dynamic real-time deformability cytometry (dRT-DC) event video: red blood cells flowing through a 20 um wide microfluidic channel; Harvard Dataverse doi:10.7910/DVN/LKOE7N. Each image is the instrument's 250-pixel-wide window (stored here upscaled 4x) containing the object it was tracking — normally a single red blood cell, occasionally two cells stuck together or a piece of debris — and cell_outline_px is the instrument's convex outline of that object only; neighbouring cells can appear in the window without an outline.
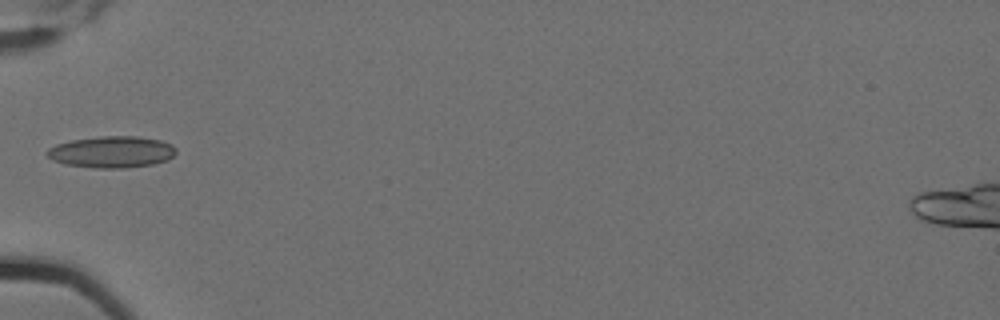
{"species": "Egyptian fruit bat (a non-hibernating species)", "species_latin": "Rousettus aegyptiacus", "temperature_condition": "cold", "stored_images_in_passage": 10, "camera_frame_rate_fps": 3000, "um_per_image_px": 0.085, "animal": {"sex": "female"}, "frame": {"image": 1, "passage_image": 6, "time_ms": 1.667, "image_size_px": [1000, 320], "cell_outline_px": [[176, 152], [168, 160], [152, 164], [124, 168], [92, 168], [64, 164], [52, 160], [44, 152], [48, 148], [56, 144], [72, 140], [100, 136], [136, 136], [160, 140], [172, 144], [176, 148]], "centroid_in_image_um": [9.47, 12.92], "position_along_channel_um": 75.5, "area_um2": 23.87}}
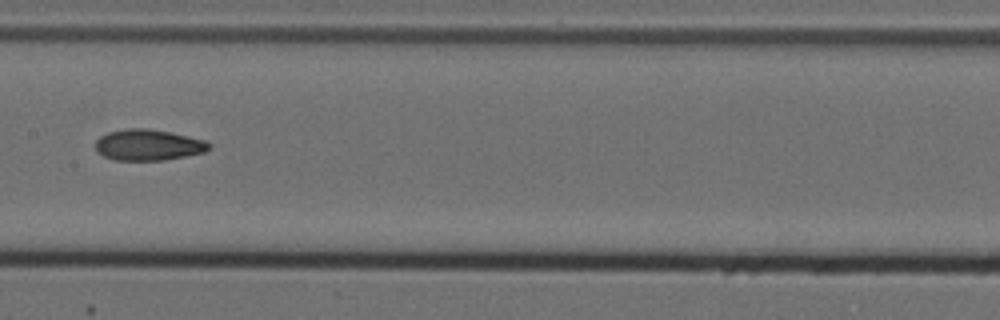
{"frame": {"image": 2, "passage_image": 9, "time_ms": 2.667, "image_size_px": [1000, 320], "cell_outline_px": [[212, 148], [204, 152], [164, 160], [112, 160], [96, 152], [96, 140], [100, 136], [108, 132], [128, 128], [148, 128], [208, 140], [212, 144]], "centroid_in_image_um": [12.62, 12.32], "position_along_channel_um": 194.8, "area_um2": 20.69}}
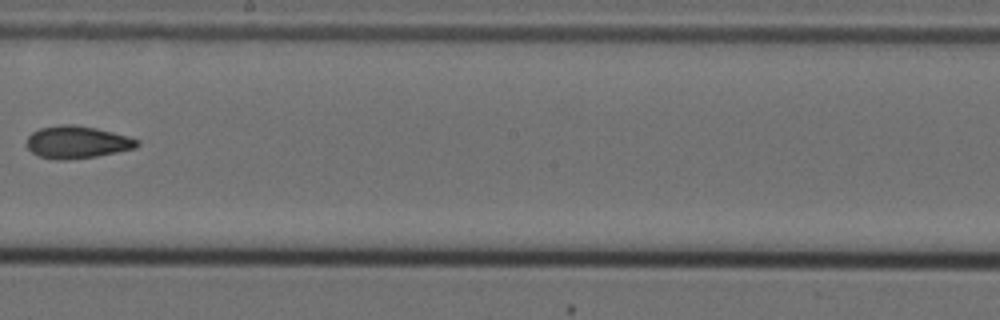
{"frame": {"image": 3, "passage_image": 10, "time_ms": 3.0, "image_size_px": [1000, 320], "cell_outline_px": [[140, 144], [136, 148], [96, 156], [68, 160], [56, 160], [40, 156], [32, 152], [24, 144], [28, 136], [32, 132], [40, 128], [60, 124], [76, 124], [96, 128], [128, 136], [140, 140]], "centroid_in_image_um": [6.54, 12.08], "position_along_channel_um": 241.7, "area_um2": 21.04}}